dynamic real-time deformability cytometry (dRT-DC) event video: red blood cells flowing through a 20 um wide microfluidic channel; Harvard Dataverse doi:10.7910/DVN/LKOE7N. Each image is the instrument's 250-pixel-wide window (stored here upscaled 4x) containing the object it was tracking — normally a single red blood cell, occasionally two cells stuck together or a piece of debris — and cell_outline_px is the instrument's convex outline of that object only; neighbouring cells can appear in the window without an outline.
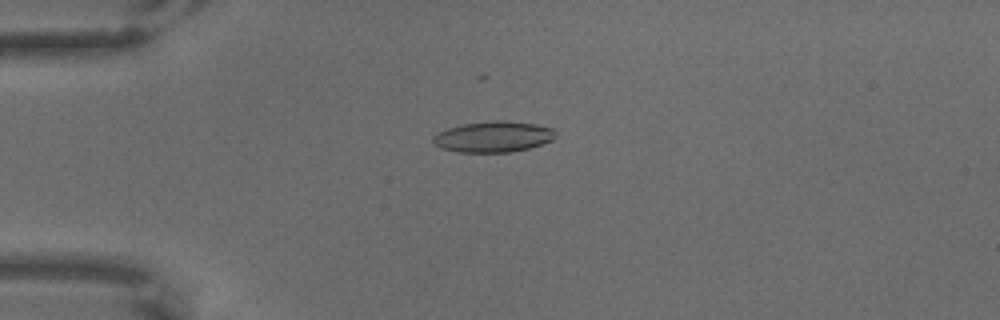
{"species": "common noctule bat (a hibernating species)", "species_latin": "Nyctalus noctula", "temperature_condition": "warm", "stored_images_in_passage": 43, "camera_frame_rate_fps": 3000, "um_per_image_px": 0.085, "animal": {"sex": "male", "body_mass_g": 18.8}, "frame": {"image": 1, "passage_image": 7, "time_ms": 2.0, "image_size_px": [1000, 320], "cell_outline_px": [[556, 136], [552, 140], [528, 148], [508, 152], [460, 152], [440, 148], [432, 140], [432, 136], [448, 128], [464, 124], [492, 120], [504, 120], [536, 124], [552, 128], [556, 132]], "centroid_in_image_um": [41.94, 11.61], "position_along_channel_um": 43.1, "area_um2": 21.91}}
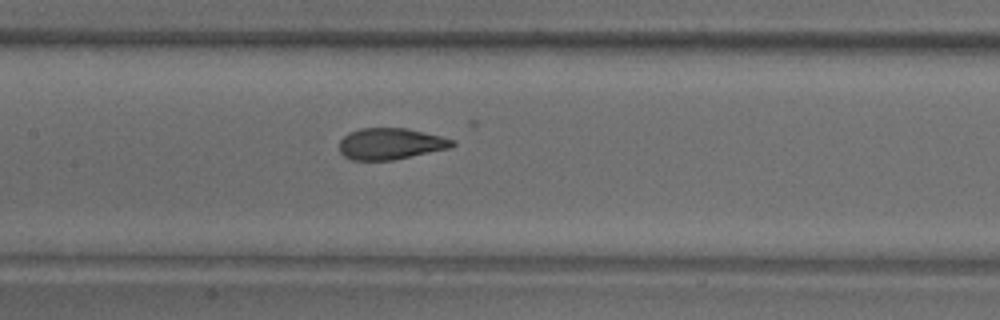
{"frame": {"image": 2, "passage_image": 22, "time_ms": 7.0, "image_size_px": [1000, 320], "cell_outline_px": [[456, 144], [452, 148], [392, 160], [352, 160], [344, 156], [340, 152], [340, 140], [348, 132], [360, 128], [408, 128], [440, 136], [452, 140]], "centroid_in_image_um": [33.19, 12.22], "position_along_channel_um": 174.2, "area_um2": 20.69}}
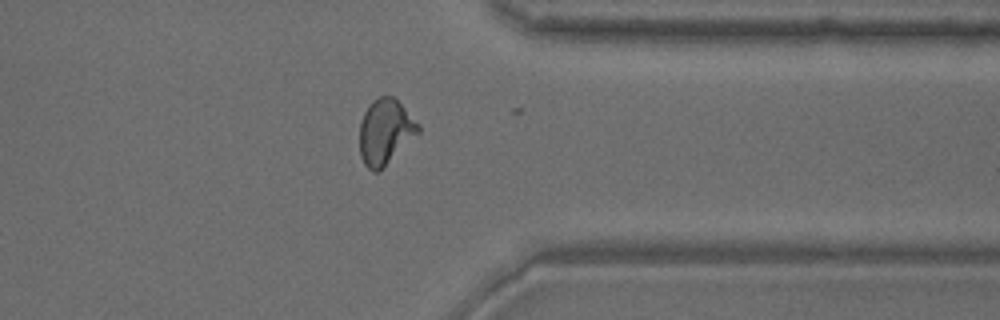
{"frame": {"image": 3, "passage_image": 42, "time_ms": 13.667, "image_size_px": [1000, 320], "cell_outline_px": [[420, 132], [380, 172], [372, 172], [364, 164], [360, 156], [360, 120], [368, 104], [372, 100], [380, 96], [392, 96], [420, 124]], "centroid_in_image_um": [32.74, 11.23], "position_along_channel_um": 378.7, "area_um2": 22.54}}